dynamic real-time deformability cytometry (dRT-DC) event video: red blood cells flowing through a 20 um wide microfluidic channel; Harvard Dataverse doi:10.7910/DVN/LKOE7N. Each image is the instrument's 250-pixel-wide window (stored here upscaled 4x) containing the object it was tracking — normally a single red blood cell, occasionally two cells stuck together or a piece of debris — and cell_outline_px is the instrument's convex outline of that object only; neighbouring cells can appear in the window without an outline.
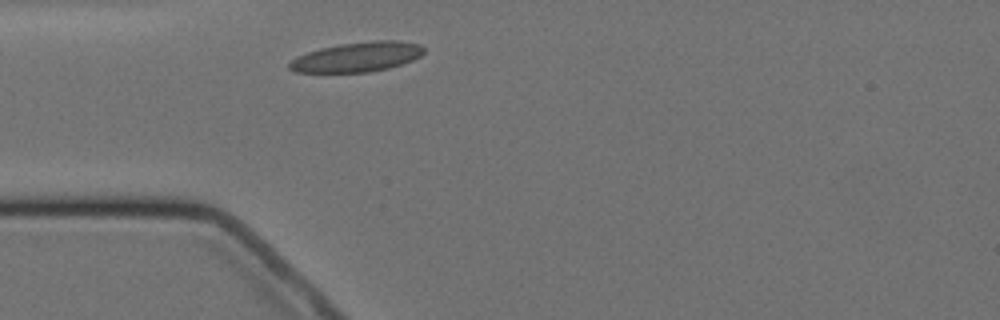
{"species": "Egyptian fruit bat (a non-hibernating species)", "species_latin": "Rousettus aegyptiacus", "temperature_condition": "cold", "stored_images_in_passage": 1, "camera_frame_rate_fps": 3000, "um_per_image_px": 0.085, "animal": {"sex": "female"}, "frame": {"image": 1, "passage_image": 1, "time_ms": 0.0, "image_size_px": [1000, 320], "cell_outline_px": [[424, 52], [420, 56], [412, 60], [388, 68], [368, 72], [296, 72], [288, 68], [288, 64], [292, 60], [308, 52], [320, 48], [340, 44], [372, 40], [396, 40], [420, 44], [424, 48]], "centroid_in_image_um": [30.38, 4.83], "position_along_channel_um": 54.6, "area_um2": 23.12}}